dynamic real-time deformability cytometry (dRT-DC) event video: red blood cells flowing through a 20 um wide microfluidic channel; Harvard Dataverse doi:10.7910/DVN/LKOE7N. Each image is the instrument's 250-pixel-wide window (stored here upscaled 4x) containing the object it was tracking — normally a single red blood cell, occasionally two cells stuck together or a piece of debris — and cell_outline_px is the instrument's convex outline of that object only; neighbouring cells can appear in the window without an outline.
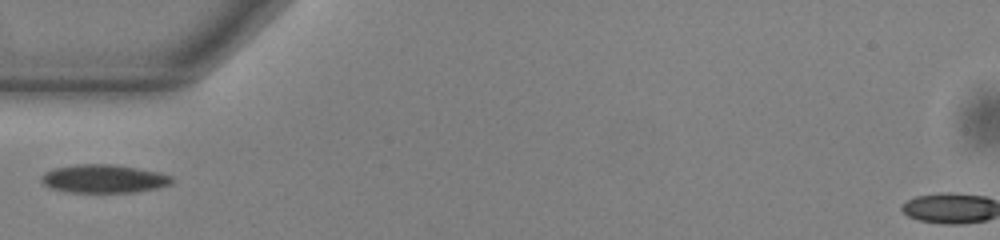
{"species": "common noctule bat (a hibernating species)", "species_latin": "Nyctalus noctula", "temperature_condition": "warm", "stored_images_in_passage": 35, "camera_frame_rate_fps": 3000, "um_per_image_px": 0.085, "animal": {"sex": "male", "body_mass_g": 13.0, "forearm_length_mm": 53.1}, "frame": {"image": 1, "passage_image": 1, "time_ms": 0.0, "image_size_px": [1000, 240], "cell_outline_px": [[176, 180], [172, 184], [160, 188], [132, 192], [68, 192], [52, 188], [44, 184], [40, 180], [40, 176], [44, 172], [56, 168], [76, 164], [112, 164], [160, 172], [172, 176]], "centroid_in_image_um": [8.87, 15.19], "position_along_channel_um": 76.1, "area_um2": 21.68}}
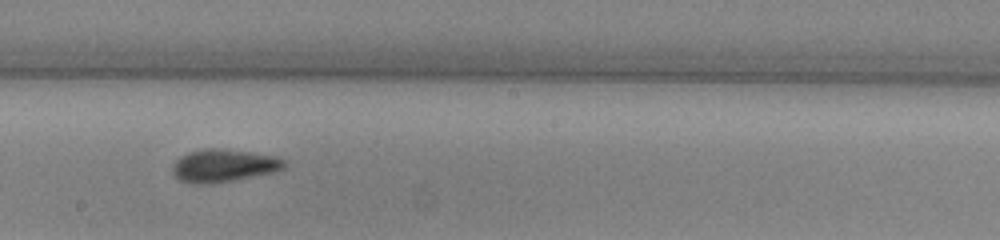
{"frame": {"image": 2, "passage_image": 13, "time_ms": 4.0, "image_size_px": [1000, 240], "cell_outline_px": [[288, 164], [284, 168], [276, 172], [212, 184], [192, 184], [180, 180], [172, 172], [172, 164], [180, 156], [188, 152], [204, 148], [224, 148], [252, 152], [276, 156], [284, 160]], "centroid_in_image_um": [19.02, 14.07], "position_along_channel_um": 229.2, "area_um2": 21.73}}
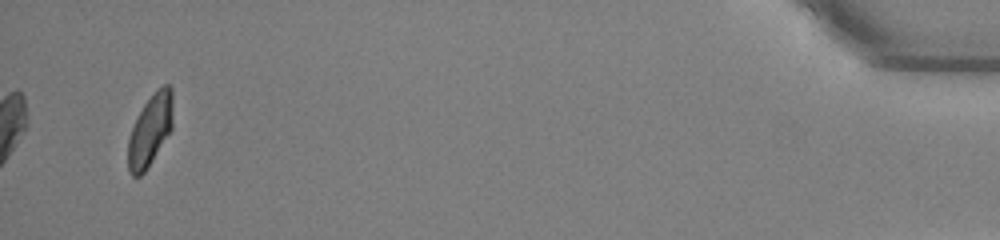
{"frame": {"image": 3, "passage_image": 35, "time_ms": 11.333, "image_size_px": [1000, 240], "cell_outline_px": [[172, 128], [152, 160], [144, 172], [140, 176], [132, 176], [128, 172], [128, 140], [132, 128], [144, 104], [156, 88], [164, 84], [168, 84], [172, 88]], "centroid_in_image_um": [12.76, 11.04], "position_along_channel_um": 422.4, "area_um2": 18.5}}